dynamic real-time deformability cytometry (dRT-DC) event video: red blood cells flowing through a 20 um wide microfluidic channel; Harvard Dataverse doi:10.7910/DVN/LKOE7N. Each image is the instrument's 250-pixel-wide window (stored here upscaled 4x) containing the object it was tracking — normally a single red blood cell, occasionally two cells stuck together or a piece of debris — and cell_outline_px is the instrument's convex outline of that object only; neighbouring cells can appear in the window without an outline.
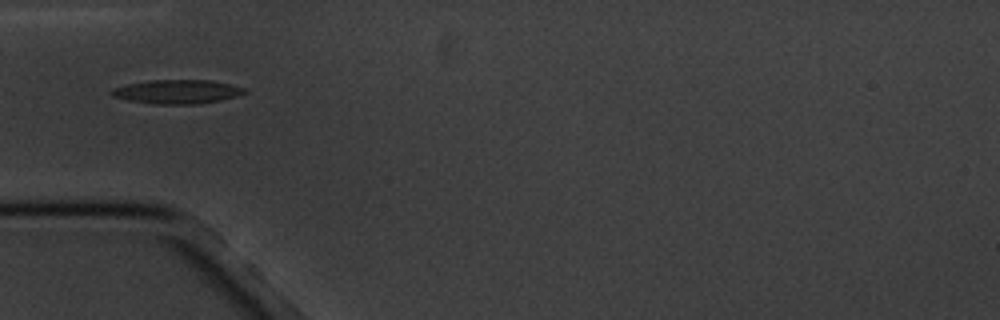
{"species": "common noctule bat (a hibernating species)", "species_latin": "Nyctalus noctula", "temperature_condition": "cold", "stored_images_in_passage": 12, "camera_frame_rate_fps": 3000, "um_per_image_px": 0.085, "animal": {"sex": "male", "body_mass_g": 20.1, "forearm_length_mm": 53.5}, "frame": {"image": 1, "passage_image": 5, "time_ms": 4.667, "image_size_px": [1000, 320], "cell_outline_px": [[248, 92], [236, 96], [220, 100], [196, 104], [152, 104], [128, 100], [112, 96], [108, 92], [112, 88], [128, 84], [148, 80], [208, 80], [228, 84], [244, 88]], "centroid_in_image_um": [15.0, 7.8], "position_along_channel_um": 70.0, "area_um2": 18.5}}
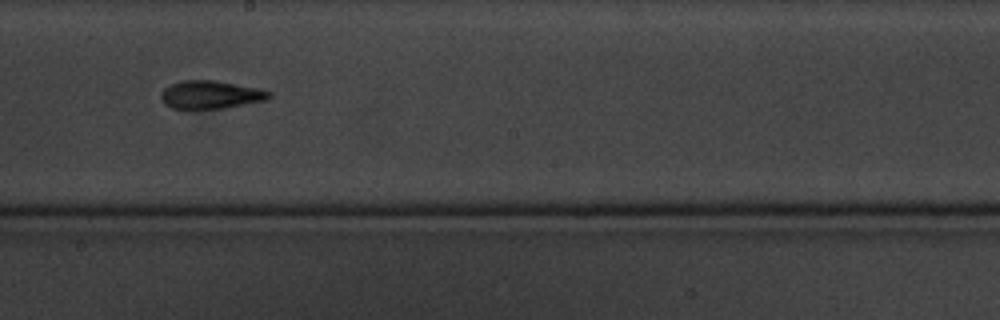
{"frame": {"image": 2, "passage_image": 9, "time_ms": 9.333, "image_size_px": [1000, 320], "cell_outline_px": [[272, 96], [268, 100], [224, 108], [172, 108], [164, 104], [160, 96], [160, 92], [168, 84], [180, 80], [216, 80], [272, 92]], "centroid_in_image_um": [17.86, 8.04], "position_along_channel_um": 230.3, "area_um2": 17.69}}
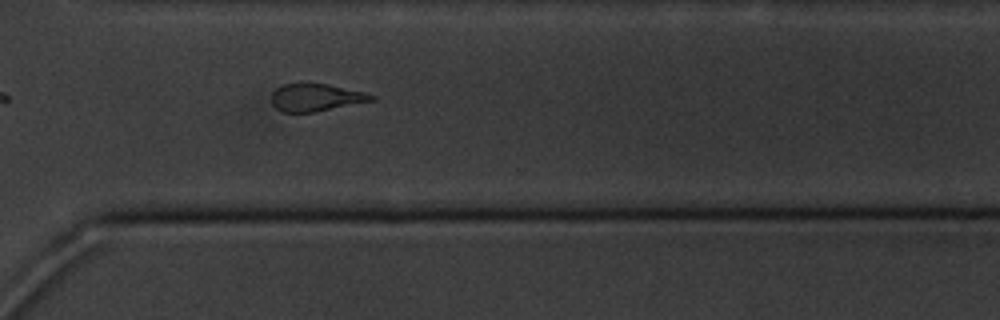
{"frame": {"image": 3, "passage_image": 12, "time_ms": 12.667, "image_size_px": [1000, 320], "cell_outline_px": [[376, 100], [316, 112], [280, 112], [272, 104], [272, 92], [276, 88], [284, 84], [328, 84], [364, 92], [376, 96]], "centroid_in_image_um": [26.86, 8.3], "position_along_channel_um": 343.7, "area_um2": 16.01}}